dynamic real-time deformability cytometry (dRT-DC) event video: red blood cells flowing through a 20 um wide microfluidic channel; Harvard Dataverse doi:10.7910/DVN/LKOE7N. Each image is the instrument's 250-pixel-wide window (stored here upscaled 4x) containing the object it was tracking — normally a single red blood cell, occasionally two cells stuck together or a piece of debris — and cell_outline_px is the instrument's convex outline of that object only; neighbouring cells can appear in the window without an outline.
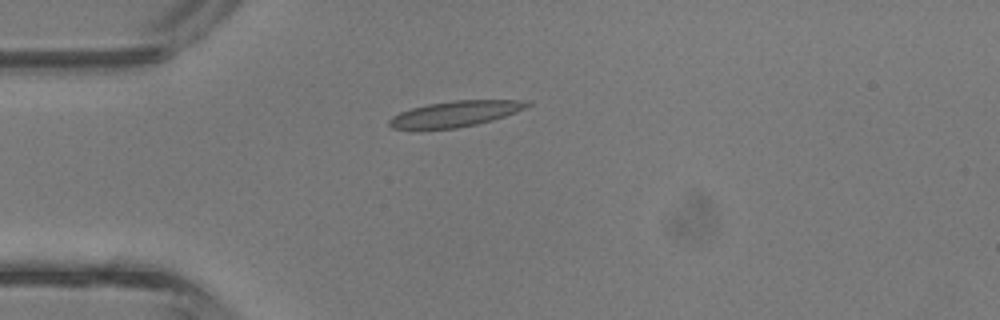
{"species": "common noctule bat (a hibernating species)", "species_latin": "Nyctalus noctula", "temperature_condition": "room temperature", "stored_images_in_passage": 5, "camera_frame_rate_fps": 3000, "um_per_image_px": 0.085, "animal": {"sex": "male", "body_mass_g": 13.3}, "frame": {"image": 1, "passage_image": 5, "time_ms": 1.333, "image_size_px": [1000, 320], "cell_outline_px": [[532, 104], [516, 112], [492, 120], [476, 124], [456, 128], [420, 132], [408, 132], [392, 128], [388, 124], [388, 120], [392, 116], [400, 112], [412, 108], [428, 104], [456, 100], [524, 100]], "centroid_in_image_um": [38.55, 9.73], "position_along_channel_um": 46.4, "area_um2": 21.39}}